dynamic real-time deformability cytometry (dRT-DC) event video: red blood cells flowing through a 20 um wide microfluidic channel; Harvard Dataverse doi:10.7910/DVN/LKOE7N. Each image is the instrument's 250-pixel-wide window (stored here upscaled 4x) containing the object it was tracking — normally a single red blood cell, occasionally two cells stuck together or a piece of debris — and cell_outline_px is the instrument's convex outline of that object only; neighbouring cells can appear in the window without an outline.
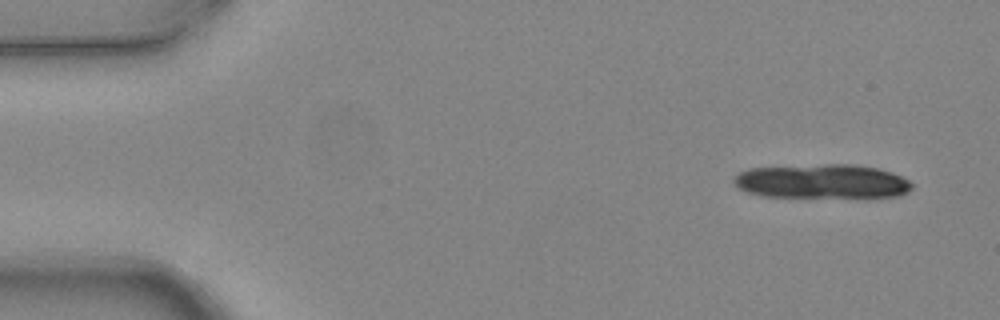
{"species": "common noctule bat (a hibernating species)", "species_latin": "Nyctalus noctula", "temperature_condition": "warm", "stored_images_in_passage": 5, "segment_of_instrument_passage": [1, 2], "camera_frame_rate_fps": 3000, "um_per_image_px": 0.085, "animal": {"sex": "female", "body_mass_g": 24.6, "forearm_length_mm": 56.2}, "frame": {"image": 1, "passage_image": 1, "time_ms": 0.0, "image_size_px": [1000, 320], "cell_outline_px": [[916, 184], [908, 192], [900, 196], [868, 200], [764, 196], [748, 192], [740, 188], [732, 180], [740, 172], [748, 168], [824, 164], [852, 164], [876, 168], [892, 172]], "centroid_in_image_um": [70.0, 15.47], "position_along_channel_um": 15.0, "area_um2": 37.05}}